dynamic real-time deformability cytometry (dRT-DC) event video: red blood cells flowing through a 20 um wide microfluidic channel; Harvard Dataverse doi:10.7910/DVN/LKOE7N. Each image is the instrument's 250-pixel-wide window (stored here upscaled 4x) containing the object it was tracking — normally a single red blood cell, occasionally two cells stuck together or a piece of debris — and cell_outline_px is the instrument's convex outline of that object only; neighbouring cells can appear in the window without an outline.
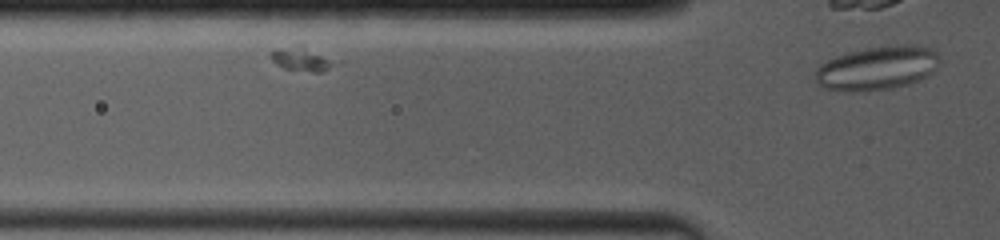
{"species": "common noctule bat (a hibernating species)", "species_latin": "Nyctalus noctula", "temperature_condition": "room temperature", "stored_images_in_passage": 4, "camera_frame_rate_fps": 4000, "um_per_image_px": 0.085, "animal": {"sex": "female", "body_mass_g": 19.0, "forearm_length_mm": 53.3}, "frame": {"image": 1, "passage_image": 4, "time_ms": 1.25, "image_size_px": [1000, 240], "cell_outline_px": [[940, 64], [932, 72], [908, 84], [892, 88], [864, 92], [844, 92], [820, 88], [816, 80], [816, 68], [820, 64], [836, 56], [848, 52], [868, 48], [900, 44], [912, 44], [928, 48], [936, 52]], "centroid_in_image_um": [74.51, 5.8], "position_along_channel_um": 51.3, "area_um2": 31.85}}